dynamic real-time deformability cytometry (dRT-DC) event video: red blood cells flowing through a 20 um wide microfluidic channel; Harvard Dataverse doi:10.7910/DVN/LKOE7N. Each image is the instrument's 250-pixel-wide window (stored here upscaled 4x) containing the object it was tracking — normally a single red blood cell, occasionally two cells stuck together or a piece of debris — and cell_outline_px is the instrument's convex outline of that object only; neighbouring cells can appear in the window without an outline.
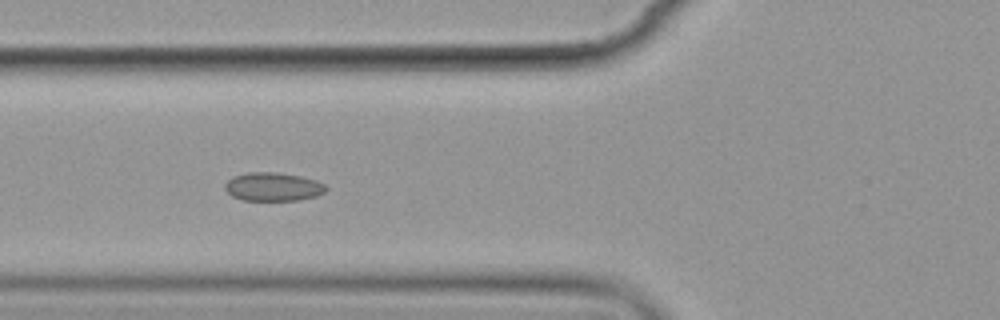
{"species": "common noctule bat (a hibernating species)", "species_latin": "Nyctalus noctula", "temperature_condition": "cold", "stored_images_in_passage": 15, "camera_frame_rate_fps": 3000, "um_per_image_px": 0.085, "animal": {"sex": "female", "body_mass_g": 19.9}, "frame": {"image": 1, "passage_image": 6, "time_ms": 6.667, "image_size_px": [1000, 320], "cell_outline_px": [[328, 188], [324, 192], [316, 196], [300, 200], [240, 200], [232, 196], [224, 188], [224, 184], [232, 176], [248, 172], [276, 172], [300, 176], [316, 180], [324, 184]], "centroid_in_image_um": [23.19, 15.87], "position_along_channel_um": 102.6, "area_um2": 16.88}}
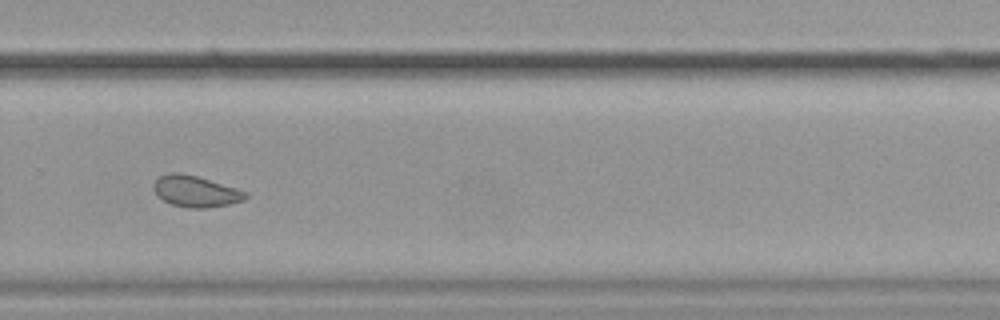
{"frame": {"image": 2, "passage_image": 11, "time_ms": 12.667, "image_size_px": [1000, 320], "cell_outline_px": [[248, 196], [244, 200], [228, 204], [208, 208], [188, 208], [172, 204], [164, 200], [152, 188], [152, 184], [160, 176], [172, 172], [180, 172], [196, 176], [236, 188], [248, 192]], "centroid_in_image_um": [16.64, 16.26], "position_along_channel_um": 313.2, "area_um2": 16.59}}
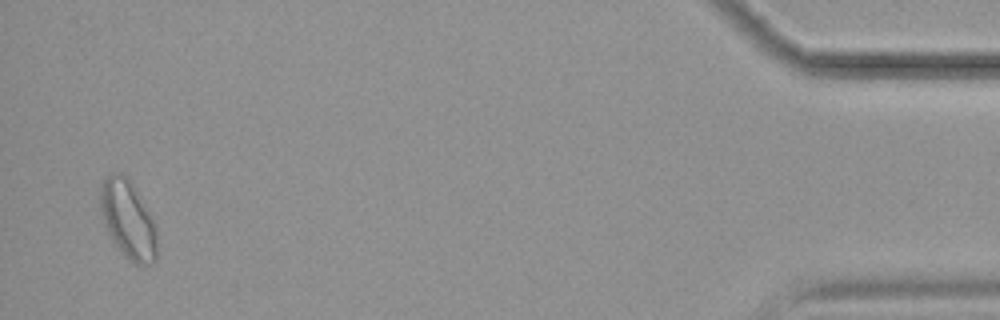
{"frame": {"image": 3, "passage_image": 15, "time_ms": 18.0, "image_size_px": [1000, 320], "cell_outline_px": [[156, 260], [152, 264], [132, 264], [124, 256], [112, 240], [104, 224], [100, 212], [100, 188], [104, 180], [112, 172], [120, 172], [128, 176], [152, 216], [156, 232]], "centroid_in_image_um": [10.87, 18.66], "position_along_channel_um": 424.3, "area_um2": 26.01}, "authors_computed_cell_mechanics": {"area_um2": 17.2822, "velocity_mm_per_s": 3.5197, "shape_relaxation_time_tau1_ms": null, "shape_relaxation_time_tau2_ms": 1.8167, "deformation_change_tau1": null, "deformation_change_tau2": 0.0381}}